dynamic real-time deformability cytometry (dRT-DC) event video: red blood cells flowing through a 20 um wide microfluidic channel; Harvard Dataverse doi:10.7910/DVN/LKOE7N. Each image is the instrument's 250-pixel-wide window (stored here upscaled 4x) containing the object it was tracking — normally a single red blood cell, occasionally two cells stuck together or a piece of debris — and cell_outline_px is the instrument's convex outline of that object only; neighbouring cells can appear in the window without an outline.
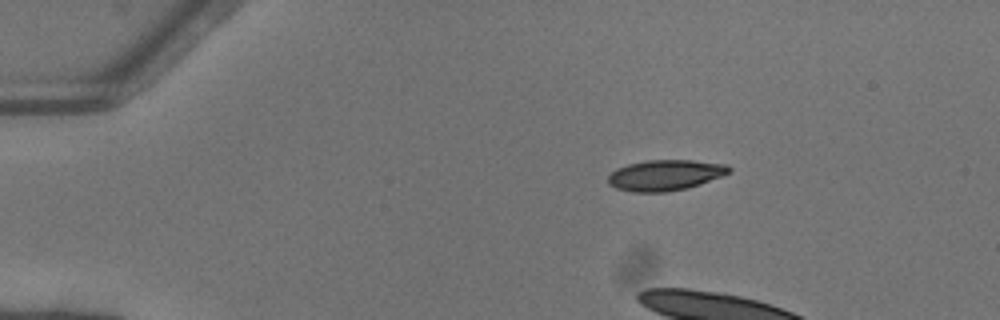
{"species": "common noctule bat (a hibernating species)", "species_latin": "Nyctalus noctula", "temperature_condition": "warm", "stored_images_in_passage": 6, "camera_frame_rate_fps": 3000, "um_per_image_px": 0.085, "animal": {"sex": "female"}, "frame": {"image": 1, "passage_image": 1, "time_ms": 0.0, "image_size_px": [1000, 320], "cell_outline_px": [[732, 172], [700, 184], [688, 188], [668, 192], [632, 192], [616, 188], [608, 184], [608, 176], [616, 168], [628, 164], [644, 160], [692, 160], [728, 164], [732, 168]], "centroid_in_image_um": [56.56, 14.88], "position_along_channel_um": 28.4, "area_um2": 21.91}}